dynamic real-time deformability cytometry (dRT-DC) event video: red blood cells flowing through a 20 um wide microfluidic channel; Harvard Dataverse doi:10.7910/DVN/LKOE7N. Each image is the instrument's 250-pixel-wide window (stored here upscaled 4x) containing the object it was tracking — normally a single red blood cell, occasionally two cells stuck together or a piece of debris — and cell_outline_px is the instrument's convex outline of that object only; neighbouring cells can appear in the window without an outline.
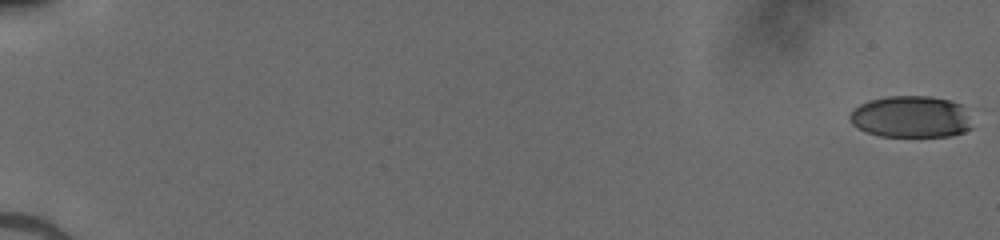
{"species": "human", "species_latin": "Homo sapiens", "temperature_condition": "cold", "stored_images_in_passage": 52, "camera_frame_rate_fps": 3000, "um_per_image_px": 0.085, "donor": {"sex": "male"}, "frame": {"image": 1, "passage_image": 1, "time_ms": 0.0, "image_size_px": [1000, 240], "cell_outline_px": [[972, 128], [964, 132], [948, 136], [880, 136], [868, 132], [852, 124], [848, 116], [860, 104], [868, 100], [888, 96], [928, 96], [948, 100], [960, 104]], "centroid_in_image_um": [77.39, 9.93], "position_along_channel_um": 7.6, "area_um2": 29.3}}
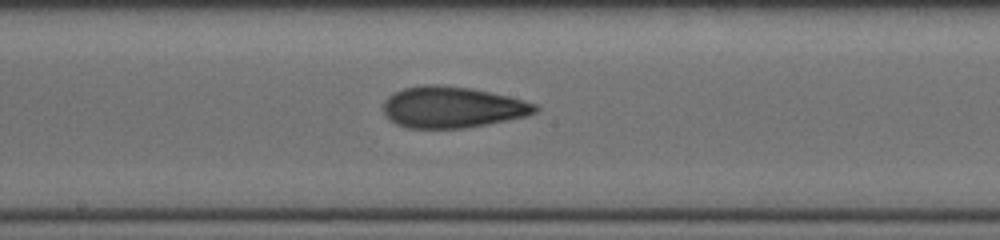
{"frame": {"image": 2, "passage_image": 31, "time_ms": 10.0, "image_size_px": [1000, 240], "cell_outline_px": [[540, 108], [536, 112], [528, 116], [488, 124], [464, 128], [408, 128], [396, 124], [388, 120], [384, 116], [384, 100], [388, 96], [404, 88], [428, 84], [436, 84], [468, 88], [508, 96], [524, 100], [536, 104]], "centroid_in_image_um": [38.44, 9.13], "position_along_channel_um": 209.8, "area_um2": 36.53}}
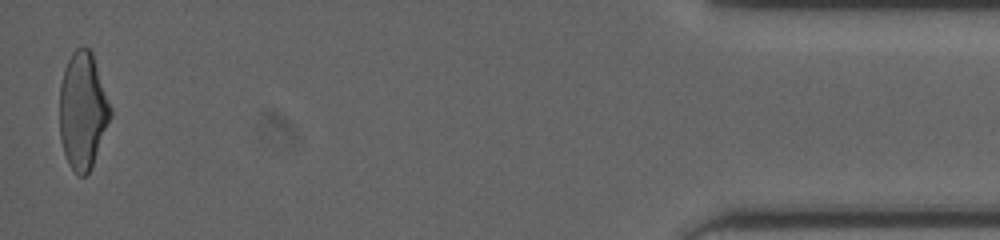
{"frame": {"image": 3, "passage_image": 52, "time_ms": 17.0, "image_size_px": [1000, 240], "cell_outline_px": [[112, 116], [92, 164], [88, 172], [84, 176], [76, 176], [68, 164], [60, 140], [60, 84], [64, 68], [72, 52], [76, 48], [88, 48], [92, 52], [112, 108]], "centroid_in_image_um": [7.03, 9.41], "position_along_channel_um": 428.2, "area_um2": 34.62}}